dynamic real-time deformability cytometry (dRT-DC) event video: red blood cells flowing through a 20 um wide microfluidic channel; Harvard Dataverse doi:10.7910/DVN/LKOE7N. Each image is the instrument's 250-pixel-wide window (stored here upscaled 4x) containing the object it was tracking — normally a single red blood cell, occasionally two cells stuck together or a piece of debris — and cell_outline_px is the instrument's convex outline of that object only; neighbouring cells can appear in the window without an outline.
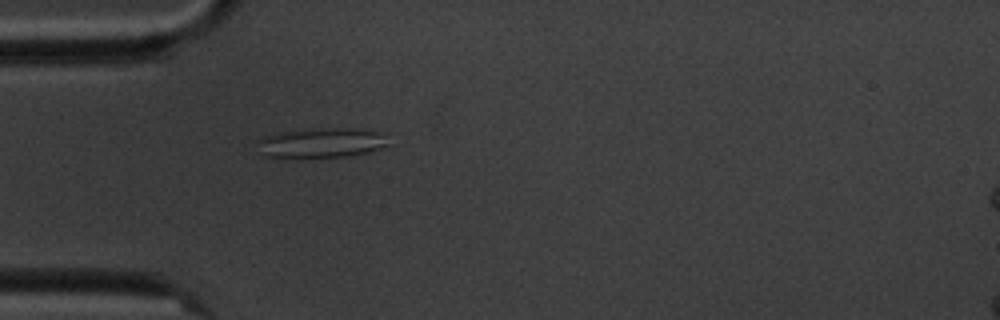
{"species": "common noctule bat (a hibernating species)", "species_latin": "Nyctalus noctula", "temperature_condition": "cold", "stored_images_in_passage": 4, "camera_frame_rate_fps": 3000, "um_per_image_px": 0.085, "animal": {"sex": "male", "body_mass_g": 20.1, "forearm_length_mm": 53.5}, "frame": {"image": 1, "passage_image": 4, "time_ms": 4.333, "image_size_px": [1000, 320], "cell_outline_px": [[392, 144], [368, 152], [348, 156], [264, 156], [260, 152], [252, 140], [260, 136], [276, 132], [312, 128], [348, 128], [376, 132]], "centroid_in_image_um": [27.18, 12.11], "position_along_channel_um": 57.8, "area_um2": 22.66}}